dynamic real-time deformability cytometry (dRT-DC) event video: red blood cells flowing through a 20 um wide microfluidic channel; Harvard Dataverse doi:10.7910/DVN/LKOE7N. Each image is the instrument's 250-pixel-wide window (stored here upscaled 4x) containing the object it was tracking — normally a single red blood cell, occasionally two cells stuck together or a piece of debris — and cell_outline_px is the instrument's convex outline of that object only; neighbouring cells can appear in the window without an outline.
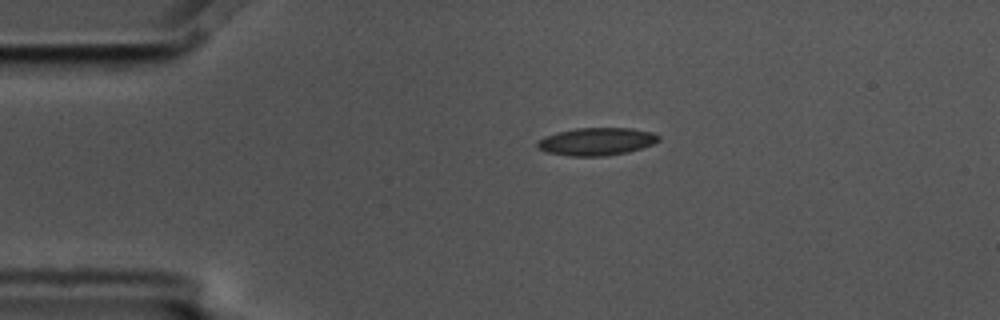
{"species": "common noctule bat (a hibernating species)", "species_latin": "Nyctalus noctula", "temperature_condition": "cold", "stored_images_in_passage": 2, "camera_frame_rate_fps": 3000, "um_per_image_px": 0.085, "animal": {"sex": "male", "body_mass_g": 17.5, "forearm_length_mm": 52.3}, "frame": {"image": 1, "passage_image": 1, "time_ms": 0.0, "image_size_px": [1000, 320], "cell_outline_px": [[660, 140], [652, 144], [628, 152], [604, 156], [568, 156], [544, 152], [536, 148], [536, 140], [544, 136], [556, 132], [576, 128], [632, 128], [652, 132], [660, 136]], "centroid_in_image_um": [50.64, 12.03], "position_along_channel_um": 34.4, "area_um2": 19.83}}